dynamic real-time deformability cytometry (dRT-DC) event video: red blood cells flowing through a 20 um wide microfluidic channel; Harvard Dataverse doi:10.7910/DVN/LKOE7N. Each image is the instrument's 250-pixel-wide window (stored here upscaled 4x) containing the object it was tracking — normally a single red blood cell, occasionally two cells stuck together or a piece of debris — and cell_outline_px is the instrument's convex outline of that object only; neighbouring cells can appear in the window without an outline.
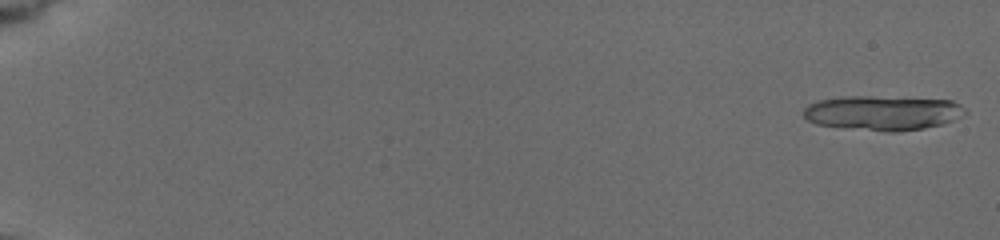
{"species": "common noctule bat (a hibernating species)", "species_latin": "Nyctalus noctula", "temperature_condition": "cold", "stored_images_in_passage": 22, "camera_frame_rate_fps": 3000, "um_per_image_px": 0.085, "animal": {"sex": "female", "body_mass_g": 19.5, "forearm_length_mm": 54.1}, "frame": {"image": 1, "passage_image": 1, "time_ms": 0.0, "image_size_px": [1000, 240], "cell_outline_px": [[968, 112], [952, 120], [940, 124], [924, 128], [896, 132], [888, 132], [816, 124], [808, 120], [804, 116], [804, 108], [808, 104], [820, 100], [840, 96], [872, 96], [952, 100], [960, 104]], "centroid_in_image_um": [75.02, 9.58], "position_along_channel_um": 10.0, "area_um2": 32.48}}